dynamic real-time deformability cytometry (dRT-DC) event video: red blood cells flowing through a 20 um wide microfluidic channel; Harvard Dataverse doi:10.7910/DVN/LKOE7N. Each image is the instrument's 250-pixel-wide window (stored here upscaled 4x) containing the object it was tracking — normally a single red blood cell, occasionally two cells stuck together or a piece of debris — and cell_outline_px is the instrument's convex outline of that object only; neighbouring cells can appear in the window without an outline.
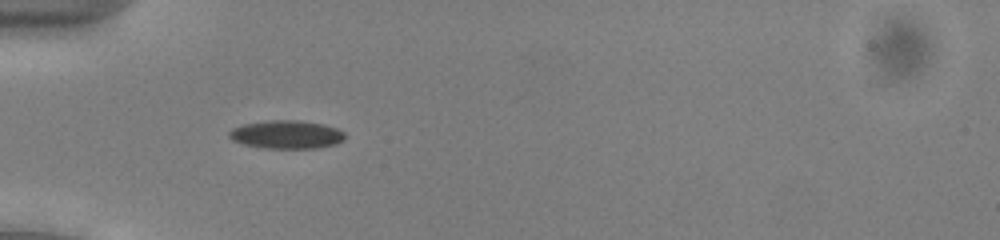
{"species": "common noctule bat (a hibernating species)", "species_latin": "Nyctalus noctula", "temperature_condition": "cold", "stored_images_in_passage": 34, "camera_frame_rate_fps": 3000, "um_per_image_px": 0.085, "animal": {"sex": "male", "body_mass_g": 13.0, "forearm_length_mm": 53.1}, "frame": {"image": 1, "passage_image": 2, "time_ms": 0.333, "image_size_px": [1000, 240], "cell_outline_px": [[344, 140], [336, 144], [316, 148], [264, 148], [244, 144], [232, 140], [228, 136], [228, 132], [232, 128], [244, 124], [268, 120], [300, 120], [324, 124], [336, 128], [344, 132]], "centroid_in_image_um": [24.35, 11.43], "position_along_channel_um": 60.7, "area_um2": 19.13}}
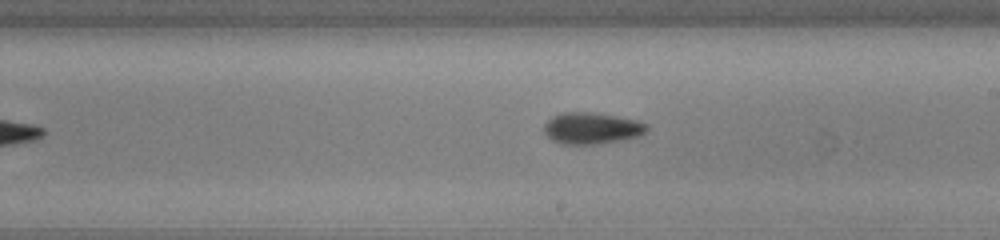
{"frame": {"image": 2, "passage_image": 16, "time_ms": 5.0, "image_size_px": [1000, 240], "cell_outline_px": [[648, 128], [644, 132], [636, 136], [620, 140], [596, 144], [560, 144], [552, 140], [544, 132], [544, 124], [552, 116], [564, 112], [588, 112], [636, 120], [648, 124]], "centroid_in_image_um": [50.24, 10.9], "position_along_channel_um": 238.8, "area_um2": 18.55}}
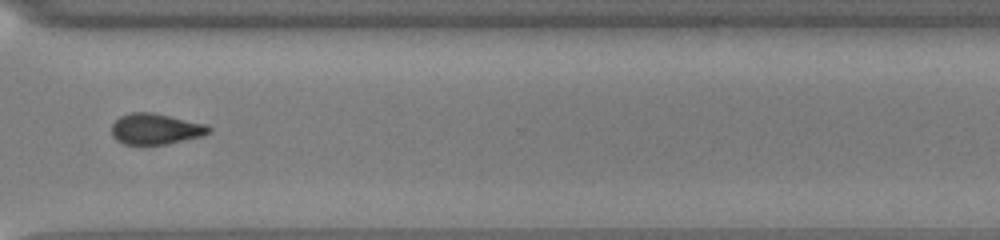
{"frame": {"image": 3, "passage_image": 25, "time_ms": 8.0, "image_size_px": [1000, 240], "cell_outline_px": [[212, 128], [208, 132], [200, 136], [168, 144], [124, 144], [116, 140], [112, 136], [112, 124], [120, 116], [132, 112], [152, 112], [208, 124]], "centroid_in_image_um": [13.22, 10.95], "position_along_channel_um": 357.4, "area_um2": 17.46}, "authors_computed_cell_mechanics": {"area_um2": 17.7735, "velocity_mm_per_s": 3.9532, "shape_relaxation_time_tau1_ms": 3.5334, "shape_relaxation_time_tau2_ms": 1.4049, "deformation_change_tau1": 0.119, "deformation_change_tau2": 0.0704}}